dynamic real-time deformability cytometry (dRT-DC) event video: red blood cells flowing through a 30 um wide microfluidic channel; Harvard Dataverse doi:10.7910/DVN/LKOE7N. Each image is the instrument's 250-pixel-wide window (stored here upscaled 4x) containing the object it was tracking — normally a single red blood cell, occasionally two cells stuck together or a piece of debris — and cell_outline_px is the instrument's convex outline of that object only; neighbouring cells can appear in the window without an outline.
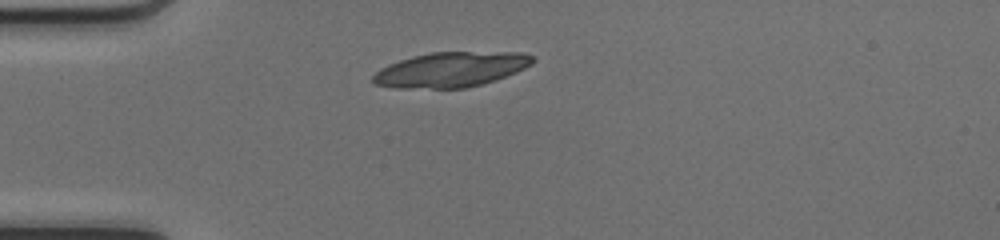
{"species": "common noctule bat (a hibernating species)", "species_latin": "Nyctalus noctula", "temperature_condition": "cold", "stored_images_in_passage": 37, "camera_frame_rate_fps": 3000, "um_per_image_px": 0.085, "animal": {"sex": "female", "body_mass_g": 17.0, "forearm_length_mm": 48.0}, "frame": {"image": 1, "passage_image": 1, "time_ms": 0.0, "image_size_px": [1000, 240], "cell_outline_px": [[536, 60], [532, 64], [516, 72], [496, 80], [464, 88], [396, 88], [376, 84], [372, 80], [372, 76], [380, 68], [388, 64], [412, 56], [432, 52], [524, 52], [536, 56]], "centroid_in_image_um": [38.36, 5.9], "position_along_channel_um": 46.6, "area_um2": 32.66}}